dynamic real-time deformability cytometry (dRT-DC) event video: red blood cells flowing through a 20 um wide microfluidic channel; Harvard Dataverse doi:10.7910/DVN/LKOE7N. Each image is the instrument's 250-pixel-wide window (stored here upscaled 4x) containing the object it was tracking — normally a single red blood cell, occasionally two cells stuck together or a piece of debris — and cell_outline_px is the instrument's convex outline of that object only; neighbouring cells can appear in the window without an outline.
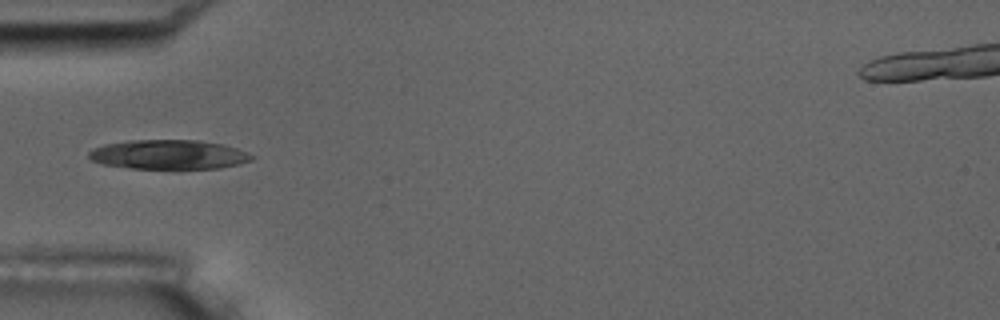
{"species": "common noctule bat (a hibernating species)", "species_latin": "Nyctalus noctula", "temperature_condition": "room temperature", "stored_images_in_passage": 15, "camera_frame_rate_fps": 3000, "um_per_image_px": 0.085, "animal": {"sex": "male", "body_mass_g": 17.5, "forearm_length_mm": 52.3}, "frame": {"image": 1, "passage_image": 5, "time_ms": 5.667, "image_size_px": [1000, 320], "cell_outline_px": [[256, 156], [252, 160], [240, 164], [220, 168], [132, 168], [104, 164], [92, 160], [88, 156], [88, 152], [92, 148], [104, 144], [128, 140], [200, 140], [224, 144], [248, 152]], "centroid_in_image_um": [14.37, 13.12], "position_along_channel_um": 70.6, "area_um2": 27.98}}
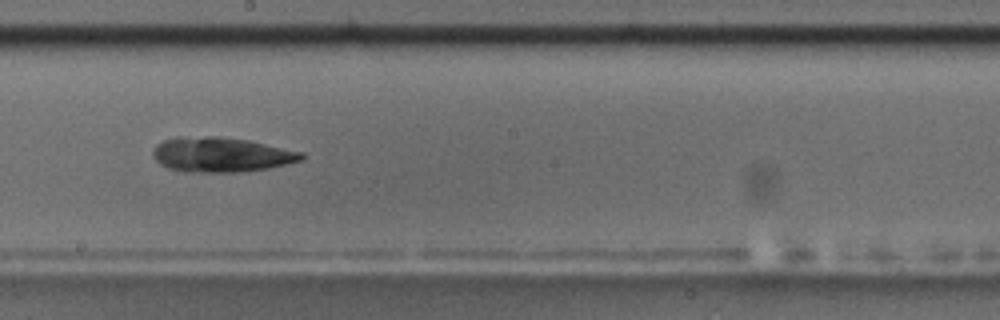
{"frame": {"image": 2, "passage_image": 9, "time_ms": 10.0, "image_size_px": [1000, 320], "cell_outline_px": [[304, 160], [268, 168], [236, 172], [184, 172], [168, 168], [160, 164], [152, 156], [152, 148], [156, 144], [164, 140], [176, 136], [216, 136], [248, 140], [304, 152]], "centroid_in_image_um": [18.76, 13.14], "position_along_channel_um": 229.4, "area_um2": 30.4}}